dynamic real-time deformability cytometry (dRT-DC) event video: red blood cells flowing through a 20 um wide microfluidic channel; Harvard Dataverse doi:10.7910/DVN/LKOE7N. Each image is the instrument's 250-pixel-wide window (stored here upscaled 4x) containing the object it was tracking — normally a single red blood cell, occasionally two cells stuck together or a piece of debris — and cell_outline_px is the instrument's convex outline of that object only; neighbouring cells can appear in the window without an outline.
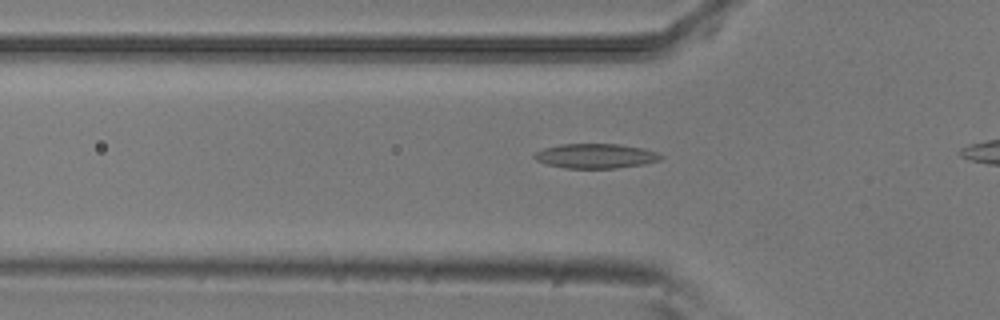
{"species": "common noctule bat (a hibernating species)", "species_latin": "Nyctalus noctula", "temperature_condition": "room temperature", "stored_images_in_passage": 25, "camera_frame_rate_fps": 3000, "um_per_image_px": 0.085, "animal": {"sex": "male", "body_mass_g": 20.5, "forearm_length_mm": 52.5}, "frame": {"image": 1, "passage_image": 3, "time_ms": 0.667, "image_size_px": [1000, 320], "cell_outline_px": [[664, 156], [660, 160], [644, 164], [616, 168], [564, 168], [548, 164], [536, 160], [532, 156], [536, 152], [544, 148], [560, 144], [616, 144], [644, 148], [656, 152]], "centroid_in_image_um": [50.64, 13.25], "position_along_channel_um": 75.2, "area_um2": 18.09}}
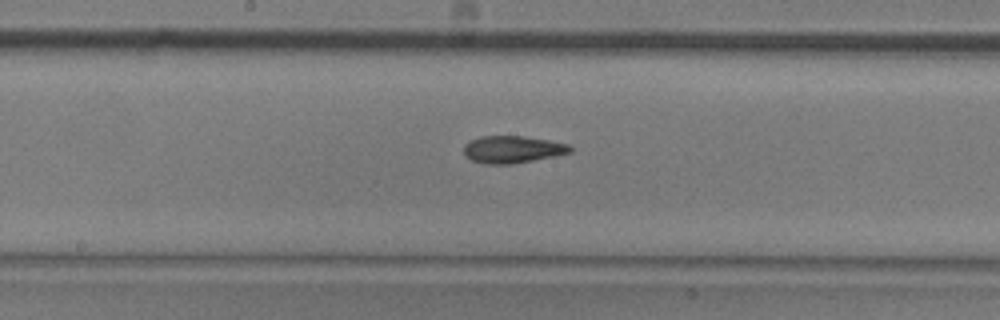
{"frame": {"image": 2, "passage_image": 13, "time_ms": 4.0, "image_size_px": [1000, 320], "cell_outline_px": [[572, 152], [512, 164], [484, 164], [472, 160], [464, 156], [464, 144], [468, 140], [480, 136], [524, 136], [548, 140], [568, 144], [572, 148]], "centroid_in_image_um": [43.5, 12.69], "position_along_channel_um": 204.7, "area_um2": 16.88}}
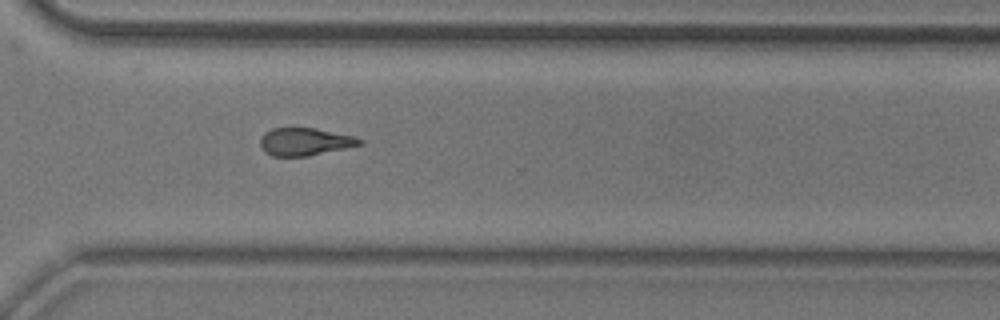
{"frame": {"image": 3, "passage_image": 24, "time_ms": 7.667, "image_size_px": [1000, 320], "cell_outline_px": [[364, 144], [308, 156], [272, 156], [264, 152], [260, 148], [260, 140], [264, 132], [272, 128], [316, 128], [356, 136], [364, 140]], "centroid_in_image_um": [25.93, 12.04], "position_along_channel_um": 344.7, "area_um2": 16.24}}